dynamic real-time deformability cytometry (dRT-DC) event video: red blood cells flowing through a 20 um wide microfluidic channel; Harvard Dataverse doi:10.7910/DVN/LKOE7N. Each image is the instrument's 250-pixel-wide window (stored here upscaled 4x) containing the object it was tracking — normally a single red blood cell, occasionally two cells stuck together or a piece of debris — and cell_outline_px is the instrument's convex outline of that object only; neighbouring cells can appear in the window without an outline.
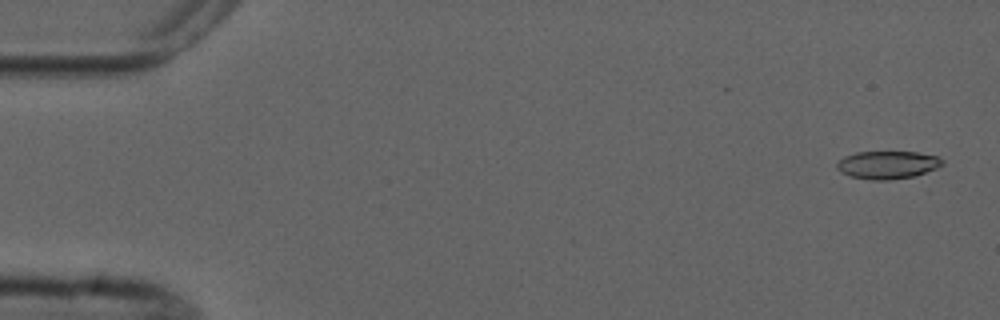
{"species": "common noctule bat (a hibernating species)", "species_latin": "Nyctalus noctula", "temperature_condition": "cold", "stored_images_in_passage": 5, "camera_frame_rate_fps": 3000, "um_per_image_px": 0.085, "animal": {"sex": "male", "forearm_length_mm": 52.5}, "frame": {"image": 1, "passage_image": 1, "time_ms": 0.0, "image_size_px": [1000, 320], "cell_outline_px": [[944, 164], [936, 168], [916, 176], [888, 180], [872, 180], [852, 176], [840, 172], [836, 168], [836, 164], [844, 156], [856, 152], [916, 152], [936, 156], [944, 160]], "centroid_in_image_um": [75.44, 14.01], "position_along_channel_um": 9.6, "area_um2": 17.11}}
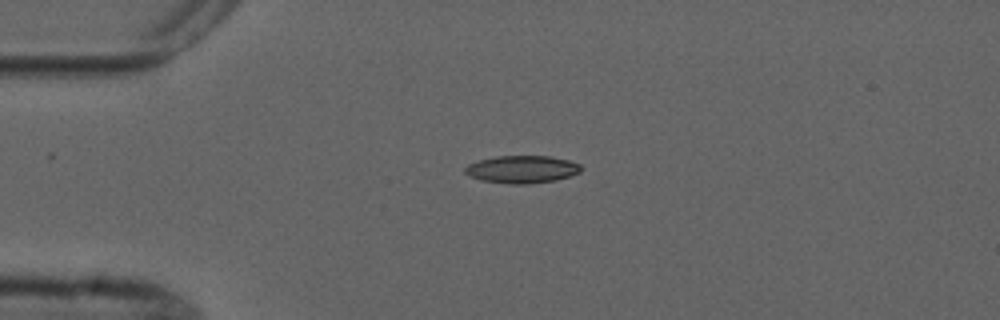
{"frame": {"image": 2, "passage_image": 4, "time_ms": 3.667, "image_size_px": [1000, 320], "cell_outline_px": [[580, 172], [556, 180], [528, 184], [512, 184], [480, 180], [464, 172], [464, 168], [468, 164], [480, 160], [496, 156], [552, 156], [568, 160], [580, 164]], "centroid_in_image_um": [44.36, 14.39], "position_along_channel_um": 40.6, "area_um2": 18.5}}